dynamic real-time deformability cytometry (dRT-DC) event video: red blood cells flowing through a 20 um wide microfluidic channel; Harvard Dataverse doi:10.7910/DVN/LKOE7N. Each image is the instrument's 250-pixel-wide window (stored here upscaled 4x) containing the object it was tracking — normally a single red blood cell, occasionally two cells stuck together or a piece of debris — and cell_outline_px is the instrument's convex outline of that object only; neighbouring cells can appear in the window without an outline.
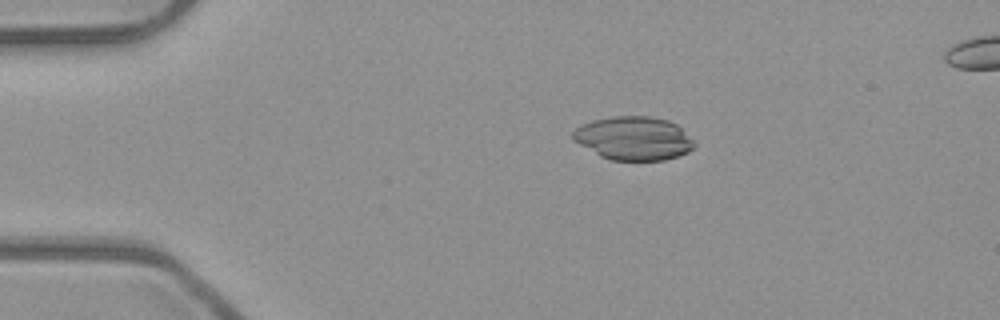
{"species": "common noctule bat (a hibernating species)", "species_latin": "Nyctalus noctula", "temperature_condition": "room temperature", "stored_images_in_passage": 3, "camera_frame_rate_fps": 3000, "um_per_image_px": 0.085, "animal": {"sex": "male", "body_mass_g": 23.1, "forearm_length_mm": 52.7}, "frame": {"image": 1, "passage_image": 1, "time_ms": 0.0, "image_size_px": [1000, 320], "cell_outline_px": [[696, 144], [688, 152], [664, 160], [612, 160], [600, 156], [572, 140], [572, 132], [576, 128], [592, 120], [612, 116], [648, 116], [668, 120], [676, 124]], "centroid_in_image_um": [53.83, 11.75], "position_along_channel_um": 31.2, "area_um2": 30.58}}